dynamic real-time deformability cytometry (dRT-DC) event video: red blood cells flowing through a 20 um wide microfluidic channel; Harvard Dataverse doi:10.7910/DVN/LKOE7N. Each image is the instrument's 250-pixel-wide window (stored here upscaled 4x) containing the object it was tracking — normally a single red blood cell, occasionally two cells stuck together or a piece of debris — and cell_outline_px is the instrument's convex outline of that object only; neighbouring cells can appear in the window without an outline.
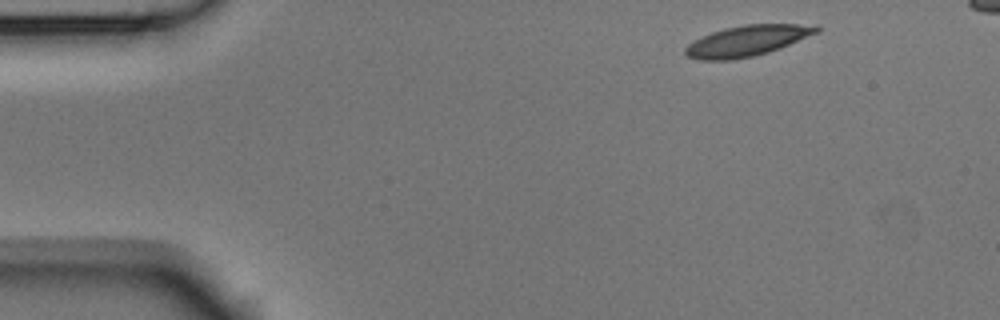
{"species": "Egyptian fruit bat (a non-hibernating species)", "species_latin": "Rousettus aegyptiacus", "temperature_condition": "room temperature", "stored_images_in_passage": 4, "camera_frame_rate_fps": 3000, "um_per_image_px": 0.085, "animal": {"sex": "male"}, "frame": {"image": 1, "passage_image": 1, "time_ms": 0.0, "image_size_px": [1000, 320], "cell_outline_px": [[820, 32], [780, 48], [768, 52], [752, 56], [732, 60], [700, 60], [688, 56], [684, 52], [684, 48], [688, 44], [712, 32], [724, 28], [744, 24], [816, 24], [820, 28]], "centroid_in_image_um": [63.55, 3.46], "position_along_channel_um": 21.4, "area_um2": 23.47}}
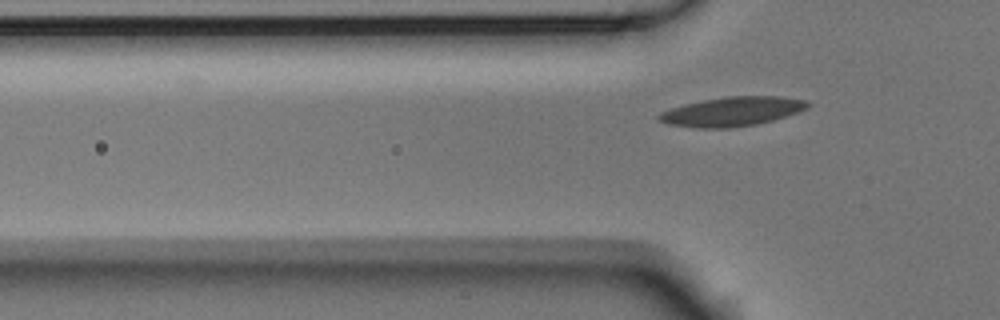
{"frame": {"image": 2, "passage_image": 4, "time_ms": 1.0, "image_size_px": [1000, 320], "cell_outline_px": [[812, 104], [808, 108], [800, 112], [772, 120], [756, 124], [728, 128], [696, 128], [668, 124], [656, 120], [656, 116], [660, 112], [684, 104], [724, 96], [780, 96], [808, 100]], "centroid_in_image_um": [62.25, 9.47], "position_along_channel_um": 63.6, "area_um2": 25.61}}